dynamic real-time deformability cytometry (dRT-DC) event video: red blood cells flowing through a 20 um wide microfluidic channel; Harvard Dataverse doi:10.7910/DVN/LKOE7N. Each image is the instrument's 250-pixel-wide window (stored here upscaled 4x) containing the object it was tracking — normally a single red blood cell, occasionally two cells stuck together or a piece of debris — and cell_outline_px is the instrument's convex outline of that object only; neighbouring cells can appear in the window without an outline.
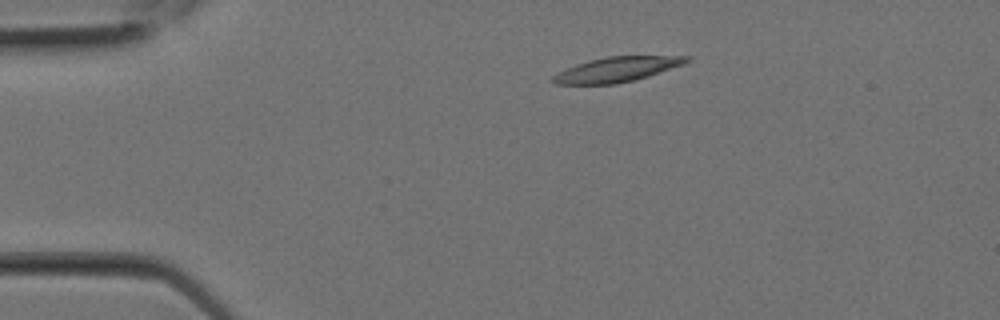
{"species": "Egyptian fruit bat (a non-hibernating species)", "species_latin": "Rousettus aegyptiacus", "temperature_condition": "room temperature", "stored_images_in_passage": 2, "camera_frame_rate_fps": 3000, "um_per_image_px": 0.085, "animal": {"sex": "female"}, "frame": {"image": 1, "passage_image": 2, "time_ms": 0.333, "image_size_px": [1000, 320], "cell_outline_px": [[692, 60], [684, 64], [648, 76], [616, 84], [552, 84], [548, 80], [552, 76], [576, 64], [588, 60], [608, 56], [692, 56]], "centroid_in_image_um": [52.42, 5.9], "position_along_channel_um": 32.6, "area_um2": 19.36}}